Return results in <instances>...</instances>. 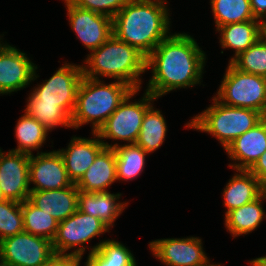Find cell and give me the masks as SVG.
<instances>
[{
	"instance_id": "obj_12",
	"label": "cell",
	"mask_w": 266,
	"mask_h": 266,
	"mask_svg": "<svg viewBox=\"0 0 266 266\" xmlns=\"http://www.w3.org/2000/svg\"><path fill=\"white\" fill-rule=\"evenodd\" d=\"M28 55L7 42L0 43V95L23 90L39 76Z\"/></svg>"
},
{
	"instance_id": "obj_33",
	"label": "cell",
	"mask_w": 266,
	"mask_h": 266,
	"mask_svg": "<svg viewBox=\"0 0 266 266\" xmlns=\"http://www.w3.org/2000/svg\"><path fill=\"white\" fill-rule=\"evenodd\" d=\"M75 6L111 19L125 6L129 0H70Z\"/></svg>"
},
{
	"instance_id": "obj_13",
	"label": "cell",
	"mask_w": 266,
	"mask_h": 266,
	"mask_svg": "<svg viewBox=\"0 0 266 266\" xmlns=\"http://www.w3.org/2000/svg\"><path fill=\"white\" fill-rule=\"evenodd\" d=\"M71 29L82 45L92 51L113 35V20L94 11L79 8L70 0H63Z\"/></svg>"
},
{
	"instance_id": "obj_10",
	"label": "cell",
	"mask_w": 266,
	"mask_h": 266,
	"mask_svg": "<svg viewBox=\"0 0 266 266\" xmlns=\"http://www.w3.org/2000/svg\"><path fill=\"white\" fill-rule=\"evenodd\" d=\"M55 255L49 239L27 232L0 241V257L9 266H44Z\"/></svg>"
},
{
	"instance_id": "obj_8",
	"label": "cell",
	"mask_w": 266,
	"mask_h": 266,
	"mask_svg": "<svg viewBox=\"0 0 266 266\" xmlns=\"http://www.w3.org/2000/svg\"><path fill=\"white\" fill-rule=\"evenodd\" d=\"M109 230L111 229L99 218L78 209L67 219L58 223L56 235L52 240L54 252L56 255H73L83 258L84 252L88 249L85 246L86 243Z\"/></svg>"
},
{
	"instance_id": "obj_22",
	"label": "cell",
	"mask_w": 266,
	"mask_h": 266,
	"mask_svg": "<svg viewBox=\"0 0 266 266\" xmlns=\"http://www.w3.org/2000/svg\"><path fill=\"white\" fill-rule=\"evenodd\" d=\"M265 26L259 20H248L218 27L220 45L224 49L235 50L228 62H232L242 52L253 45L263 34Z\"/></svg>"
},
{
	"instance_id": "obj_31",
	"label": "cell",
	"mask_w": 266,
	"mask_h": 266,
	"mask_svg": "<svg viewBox=\"0 0 266 266\" xmlns=\"http://www.w3.org/2000/svg\"><path fill=\"white\" fill-rule=\"evenodd\" d=\"M239 70L266 78V35L231 62Z\"/></svg>"
},
{
	"instance_id": "obj_34",
	"label": "cell",
	"mask_w": 266,
	"mask_h": 266,
	"mask_svg": "<svg viewBox=\"0 0 266 266\" xmlns=\"http://www.w3.org/2000/svg\"><path fill=\"white\" fill-rule=\"evenodd\" d=\"M83 258L71 255H55L44 266H78Z\"/></svg>"
},
{
	"instance_id": "obj_15",
	"label": "cell",
	"mask_w": 266,
	"mask_h": 266,
	"mask_svg": "<svg viewBox=\"0 0 266 266\" xmlns=\"http://www.w3.org/2000/svg\"><path fill=\"white\" fill-rule=\"evenodd\" d=\"M31 184L34 186L30 190H56L73 184L58 150L30 155L29 185Z\"/></svg>"
},
{
	"instance_id": "obj_41",
	"label": "cell",
	"mask_w": 266,
	"mask_h": 266,
	"mask_svg": "<svg viewBox=\"0 0 266 266\" xmlns=\"http://www.w3.org/2000/svg\"><path fill=\"white\" fill-rule=\"evenodd\" d=\"M78 266H80V264ZM84 266H91V265L86 261L84 262Z\"/></svg>"
},
{
	"instance_id": "obj_42",
	"label": "cell",
	"mask_w": 266,
	"mask_h": 266,
	"mask_svg": "<svg viewBox=\"0 0 266 266\" xmlns=\"http://www.w3.org/2000/svg\"><path fill=\"white\" fill-rule=\"evenodd\" d=\"M3 35H4V34H2V35H0V36H2V37H3ZM2 37H0V43L2 42L1 40H3V39H2Z\"/></svg>"
},
{
	"instance_id": "obj_27",
	"label": "cell",
	"mask_w": 266,
	"mask_h": 266,
	"mask_svg": "<svg viewBox=\"0 0 266 266\" xmlns=\"http://www.w3.org/2000/svg\"><path fill=\"white\" fill-rule=\"evenodd\" d=\"M47 130L39 121L29 116L26 112L18 119L15 127V137L17 148L12 151L33 154V151L39 153V149L48 139Z\"/></svg>"
},
{
	"instance_id": "obj_14",
	"label": "cell",
	"mask_w": 266,
	"mask_h": 266,
	"mask_svg": "<svg viewBox=\"0 0 266 266\" xmlns=\"http://www.w3.org/2000/svg\"><path fill=\"white\" fill-rule=\"evenodd\" d=\"M29 160V154L0 148V187L6 199L20 203L29 199Z\"/></svg>"
},
{
	"instance_id": "obj_32",
	"label": "cell",
	"mask_w": 266,
	"mask_h": 266,
	"mask_svg": "<svg viewBox=\"0 0 266 266\" xmlns=\"http://www.w3.org/2000/svg\"><path fill=\"white\" fill-rule=\"evenodd\" d=\"M24 232L21 203L13 200L0 202V241Z\"/></svg>"
},
{
	"instance_id": "obj_4",
	"label": "cell",
	"mask_w": 266,
	"mask_h": 266,
	"mask_svg": "<svg viewBox=\"0 0 266 266\" xmlns=\"http://www.w3.org/2000/svg\"><path fill=\"white\" fill-rule=\"evenodd\" d=\"M134 89L120 81L106 84L103 80L82 77L76 94V104L71 115L73 130L84 124L92 125L97 132L108 117Z\"/></svg>"
},
{
	"instance_id": "obj_18",
	"label": "cell",
	"mask_w": 266,
	"mask_h": 266,
	"mask_svg": "<svg viewBox=\"0 0 266 266\" xmlns=\"http://www.w3.org/2000/svg\"><path fill=\"white\" fill-rule=\"evenodd\" d=\"M29 200L61 222L78 210V188L71 186L56 190H31Z\"/></svg>"
},
{
	"instance_id": "obj_19",
	"label": "cell",
	"mask_w": 266,
	"mask_h": 266,
	"mask_svg": "<svg viewBox=\"0 0 266 266\" xmlns=\"http://www.w3.org/2000/svg\"><path fill=\"white\" fill-rule=\"evenodd\" d=\"M116 178V154L114 148L104 147L96 156L94 163L76 183L83 192H107Z\"/></svg>"
},
{
	"instance_id": "obj_16",
	"label": "cell",
	"mask_w": 266,
	"mask_h": 266,
	"mask_svg": "<svg viewBox=\"0 0 266 266\" xmlns=\"http://www.w3.org/2000/svg\"><path fill=\"white\" fill-rule=\"evenodd\" d=\"M92 135L91 139L74 136L67 148L58 149L68 177L75 184L94 163L97 154L105 147L96 132H92Z\"/></svg>"
},
{
	"instance_id": "obj_24",
	"label": "cell",
	"mask_w": 266,
	"mask_h": 266,
	"mask_svg": "<svg viewBox=\"0 0 266 266\" xmlns=\"http://www.w3.org/2000/svg\"><path fill=\"white\" fill-rule=\"evenodd\" d=\"M105 147L114 148L116 154V178L117 181H132L143 172L145 157L148 154L137 144L105 143Z\"/></svg>"
},
{
	"instance_id": "obj_7",
	"label": "cell",
	"mask_w": 266,
	"mask_h": 266,
	"mask_svg": "<svg viewBox=\"0 0 266 266\" xmlns=\"http://www.w3.org/2000/svg\"><path fill=\"white\" fill-rule=\"evenodd\" d=\"M138 92L140 89L129 94L96 132L104 145L107 139L123 140L127 142L126 144H136L143 116L156 100L152 94L145 91L143 97L141 96L139 99L140 101L131 102L130 99H133V96Z\"/></svg>"
},
{
	"instance_id": "obj_29",
	"label": "cell",
	"mask_w": 266,
	"mask_h": 266,
	"mask_svg": "<svg viewBox=\"0 0 266 266\" xmlns=\"http://www.w3.org/2000/svg\"><path fill=\"white\" fill-rule=\"evenodd\" d=\"M21 210L24 232L47 238L52 242L59 222L53 216L37 208L29 199L21 203Z\"/></svg>"
},
{
	"instance_id": "obj_36",
	"label": "cell",
	"mask_w": 266,
	"mask_h": 266,
	"mask_svg": "<svg viewBox=\"0 0 266 266\" xmlns=\"http://www.w3.org/2000/svg\"><path fill=\"white\" fill-rule=\"evenodd\" d=\"M250 4L254 18L266 26V0H250Z\"/></svg>"
},
{
	"instance_id": "obj_25",
	"label": "cell",
	"mask_w": 266,
	"mask_h": 266,
	"mask_svg": "<svg viewBox=\"0 0 266 266\" xmlns=\"http://www.w3.org/2000/svg\"><path fill=\"white\" fill-rule=\"evenodd\" d=\"M89 249L86 261L91 266H137L129 248L116 240H101Z\"/></svg>"
},
{
	"instance_id": "obj_9",
	"label": "cell",
	"mask_w": 266,
	"mask_h": 266,
	"mask_svg": "<svg viewBox=\"0 0 266 266\" xmlns=\"http://www.w3.org/2000/svg\"><path fill=\"white\" fill-rule=\"evenodd\" d=\"M82 77V65L65 61L48 80L31 90L27 102L58 103L71 116Z\"/></svg>"
},
{
	"instance_id": "obj_40",
	"label": "cell",
	"mask_w": 266,
	"mask_h": 266,
	"mask_svg": "<svg viewBox=\"0 0 266 266\" xmlns=\"http://www.w3.org/2000/svg\"><path fill=\"white\" fill-rule=\"evenodd\" d=\"M0 266H9V265L0 257Z\"/></svg>"
},
{
	"instance_id": "obj_11",
	"label": "cell",
	"mask_w": 266,
	"mask_h": 266,
	"mask_svg": "<svg viewBox=\"0 0 266 266\" xmlns=\"http://www.w3.org/2000/svg\"><path fill=\"white\" fill-rule=\"evenodd\" d=\"M199 237L156 239L149 242L153 256L167 266H221L210 263Z\"/></svg>"
},
{
	"instance_id": "obj_35",
	"label": "cell",
	"mask_w": 266,
	"mask_h": 266,
	"mask_svg": "<svg viewBox=\"0 0 266 266\" xmlns=\"http://www.w3.org/2000/svg\"><path fill=\"white\" fill-rule=\"evenodd\" d=\"M249 171L255 175L266 188V151L259 157Z\"/></svg>"
},
{
	"instance_id": "obj_37",
	"label": "cell",
	"mask_w": 266,
	"mask_h": 266,
	"mask_svg": "<svg viewBox=\"0 0 266 266\" xmlns=\"http://www.w3.org/2000/svg\"><path fill=\"white\" fill-rule=\"evenodd\" d=\"M248 264L251 266H266V256L252 259Z\"/></svg>"
},
{
	"instance_id": "obj_23",
	"label": "cell",
	"mask_w": 266,
	"mask_h": 266,
	"mask_svg": "<svg viewBox=\"0 0 266 266\" xmlns=\"http://www.w3.org/2000/svg\"><path fill=\"white\" fill-rule=\"evenodd\" d=\"M264 200H266V191L256 200L231 210L224 216L225 228L233 238L253 232L263 219H266Z\"/></svg>"
},
{
	"instance_id": "obj_5",
	"label": "cell",
	"mask_w": 266,
	"mask_h": 266,
	"mask_svg": "<svg viewBox=\"0 0 266 266\" xmlns=\"http://www.w3.org/2000/svg\"><path fill=\"white\" fill-rule=\"evenodd\" d=\"M212 99V105L193 116L185 127L211 134L218 139L223 149L265 118L258 111L223 104L214 96Z\"/></svg>"
},
{
	"instance_id": "obj_30",
	"label": "cell",
	"mask_w": 266,
	"mask_h": 266,
	"mask_svg": "<svg viewBox=\"0 0 266 266\" xmlns=\"http://www.w3.org/2000/svg\"><path fill=\"white\" fill-rule=\"evenodd\" d=\"M24 112L50 132L59 126L72 129L71 116L58 103L27 102Z\"/></svg>"
},
{
	"instance_id": "obj_28",
	"label": "cell",
	"mask_w": 266,
	"mask_h": 266,
	"mask_svg": "<svg viewBox=\"0 0 266 266\" xmlns=\"http://www.w3.org/2000/svg\"><path fill=\"white\" fill-rule=\"evenodd\" d=\"M210 5L216 29L231 23L256 20L250 0H210Z\"/></svg>"
},
{
	"instance_id": "obj_39",
	"label": "cell",
	"mask_w": 266,
	"mask_h": 266,
	"mask_svg": "<svg viewBox=\"0 0 266 266\" xmlns=\"http://www.w3.org/2000/svg\"><path fill=\"white\" fill-rule=\"evenodd\" d=\"M4 200H6V198L4 197V194H3L1 187H0V202L4 201Z\"/></svg>"
},
{
	"instance_id": "obj_21",
	"label": "cell",
	"mask_w": 266,
	"mask_h": 266,
	"mask_svg": "<svg viewBox=\"0 0 266 266\" xmlns=\"http://www.w3.org/2000/svg\"><path fill=\"white\" fill-rule=\"evenodd\" d=\"M121 193L83 192L78 190V209L81 212L99 218L109 228L128 206V202L118 201Z\"/></svg>"
},
{
	"instance_id": "obj_26",
	"label": "cell",
	"mask_w": 266,
	"mask_h": 266,
	"mask_svg": "<svg viewBox=\"0 0 266 266\" xmlns=\"http://www.w3.org/2000/svg\"><path fill=\"white\" fill-rule=\"evenodd\" d=\"M167 131L166 120L162 112L155 109L152 104L143 116L136 144L142 147L148 154L154 153L163 145Z\"/></svg>"
},
{
	"instance_id": "obj_38",
	"label": "cell",
	"mask_w": 266,
	"mask_h": 266,
	"mask_svg": "<svg viewBox=\"0 0 266 266\" xmlns=\"http://www.w3.org/2000/svg\"><path fill=\"white\" fill-rule=\"evenodd\" d=\"M134 1H156V2H161L167 5V0H134Z\"/></svg>"
},
{
	"instance_id": "obj_2",
	"label": "cell",
	"mask_w": 266,
	"mask_h": 266,
	"mask_svg": "<svg viewBox=\"0 0 266 266\" xmlns=\"http://www.w3.org/2000/svg\"><path fill=\"white\" fill-rule=\"evenodd\" d=\"M156 1L129 0L113 17V35L147 57L170 35V12Z\"/></svg>"
},
{
	"instance_id": "obj_3",
	"label": "cell",
	"mask_w": 266,
	"mask_h": 266,
	"mask_svg": "<svg viewBox=\"0 0 266 266\" xmlns=\"http://www.w3.org/2000/svg\"><path fill=\"white\" fill-rule=\"evenodd\" d=\"M82 63L84 77L114 79L131 86L134 90L142 88L140 76L146 72V57L135 47L112 35L99 48L89 51Z\"/></svg>"
},
{
	"instance_id": "obj_1",
	"label": "cell",
	"mask_w": 266,
	"mask_h": 266,
	"mask_svg": "<svg viewBox=\"0 0 266 266\" xmlns=\"http://www.w3.org/2000/svg\"><path fill=\"white\" fill-rule=\"evenodd\" d=\"M206 56L188 33H171L146 57L152 77L145 91L158 99L173 90L201 85Z\"/></svg>"
},
{
	"instance_id": "obj_17",
	"label": "cell",
	"mask_w": 266,
	"mask_h": 266,
	"mask_svg": "<svg viewBox=\"0 0 266 266\" xmlns=\"http://www.w3.org/2000/svg\"><path fill=\"white\" fill-rule=\"evenodd\" d=\"M234 170H249L266 151V117L252 129L236 138L225 149ZM235 162V163H234Z\"/></svg>"
},
{
	"instance_id": "obj_20",
	"label": "cell",
	"mask_w": 266,
	"mask_h": 266,
	"mask_svg": "<svg viewBox=\"0 0 266 266\" xmlns=\"http://www.w3.org/2000/svg\"><path fill=\"white\" fill-rule=\"evenodd\" d=\"M223 189V205L227 209L225 215L234 209L259 198L266 188L249 170L237 169Z\"/></svg>"
},
{
	"instance_id": "obj_6",
	"label": "cell",
	"mask_w": 266,
	"mask_h": 266,
	"mask_svg": "<svg viewBox=\"0 0 266 266\" xmlns=\"http://www.w3.org/2000/svg\"><path fill=\"white\" fill-rule=\"evenodd\" d=\"M214 97L221 103L258 111L266 117V78L246 73L228 63Z\"/></svg>"
}]
</instances>
